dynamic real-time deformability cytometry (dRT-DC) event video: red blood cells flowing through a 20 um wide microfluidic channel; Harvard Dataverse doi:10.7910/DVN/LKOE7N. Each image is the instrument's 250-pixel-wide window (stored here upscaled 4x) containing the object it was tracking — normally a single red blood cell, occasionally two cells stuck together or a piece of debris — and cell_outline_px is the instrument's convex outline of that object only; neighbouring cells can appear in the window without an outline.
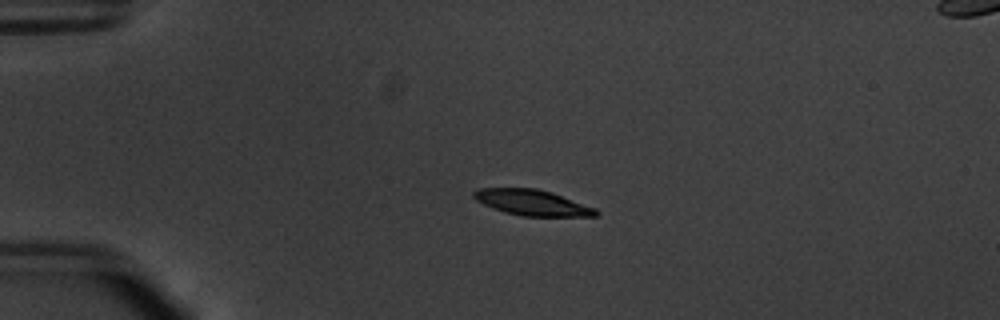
{"species": "common noctule bat (a hibernating species)", "species_latin": "Nyctalus noctula", "temperature_condition": "warm", "stored_images_in_passage": 42, "camera_frame_rate_fps": 3000, "um_per_image_px": 0.085, "animal": {"sex": "male", "body_mass_g": 20.1, "forearm_length_mm": 53.5}, "frame": {"image": 1, "passage_image": 1, "time_ms": 0.0, "image_size_px": [1000, 320], "cell_outline_px": [[600, 212], [596, 216], [524, 216], [504, 212], [492, 208], [476, 200], [472, 196], [472, 192], [476, 188], [536, 188], [552, 192], [596, 208]], "centroid_in_image_um": [45.22, 17.21], "position_along_channel_um": 39.8, "area_um2": 18.38}}
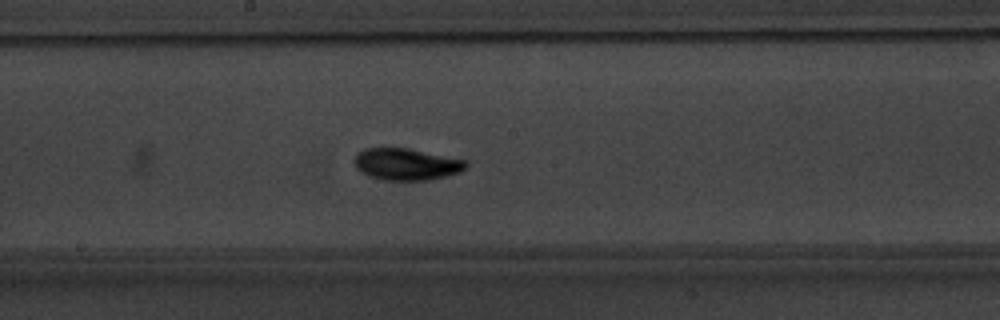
{"frame": {"image": 2, "passage_image": 18, "time_ms": 5.667, "image_size_px": [1000, 320], "cell_outline_px": [[468, 164], [460, 172], [428, 180], [384, 180], [368, 176], [360, 172], [356, 168], [356, 156], [364, 148], [408, 148], [464, 160]], "centroid_in_image_um": [34.52, 13.96], "position_along_channel_um": 213.7, "area_um2": 20.35}}
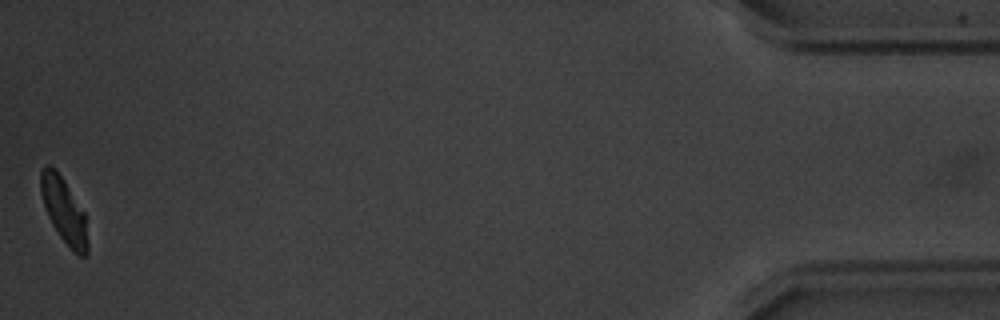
{"frame": {"image": 3, "passage_image": 42, "time_ms": 13.667, "image_size_px": [1000, 320], "cell_outline_px": [[88, 252], [84, 256], [80, 256], [72, 252], [60, 236], [52, 224], [48, 216], [40, 192], [40, 172], [44, 164], [48, 164], [64, 180], [84, 212], [88, 244]], "centroid_in_image_um": [5.43, 17.92], "position_along_channel_um": 429.8, "area_um2": 17.63}, "authors_computed_cell_mechanics": {"area_um2": 18.9873, "velocity_mm_per_s": 3.7612, "shape_relaxation_time_tau1_ms": 1.8898, "shape_relaxation_time_tau2_ms": 2.5681, "deformation_change_tau1": 0.1313, "deformation_change_tau2": 0.057}}